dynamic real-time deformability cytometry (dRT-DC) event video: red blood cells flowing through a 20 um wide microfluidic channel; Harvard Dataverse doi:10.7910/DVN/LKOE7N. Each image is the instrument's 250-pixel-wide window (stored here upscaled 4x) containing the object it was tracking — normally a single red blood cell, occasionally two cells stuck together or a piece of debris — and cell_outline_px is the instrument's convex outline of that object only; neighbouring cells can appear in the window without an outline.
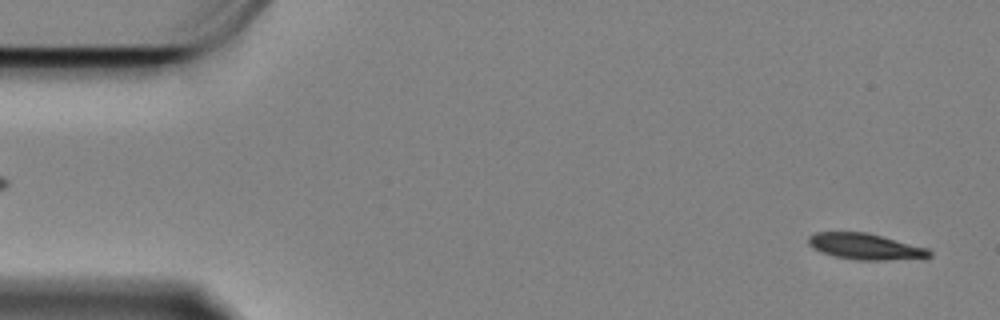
{"species": "Egyptian fruit bat (a non-hibernating species)", "species_latin": "Rousettus aegyptiacus", "temperature_condition": "cold", "stored_images_in_passage": 16, "camera_frame_rate_fps": 3000, "um_per_image_px": 0.085, "animal": {"sex": "female"}, "frame": {"image": 1, "passage_image": 2, "time_ms": 0.333, "image_size_px": [1000, 320], "cell_outline_px": [[932, 256], [924, 260], [856, 260], [832, 256], [820, 252], [812, 248], [808, 244], [808, 236], [816, 232], [868, 232], [928, 248], [932, 252]], "centroid_in_image_um": [73.62, 20.98], "position_along_channel_um": 11.4, "area_um2": 19.02}}